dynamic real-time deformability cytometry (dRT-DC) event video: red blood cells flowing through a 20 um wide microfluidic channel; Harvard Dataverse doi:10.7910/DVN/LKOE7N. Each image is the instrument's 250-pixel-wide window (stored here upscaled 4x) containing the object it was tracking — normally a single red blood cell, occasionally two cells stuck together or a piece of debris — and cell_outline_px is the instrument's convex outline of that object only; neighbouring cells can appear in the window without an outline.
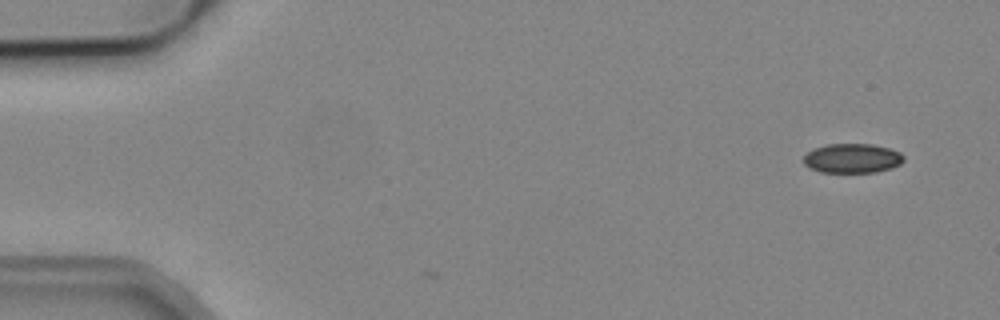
{"species": "common noctule bat (a hibernating species)", "species_latin": "Nyctalus noctula", "temperature_condition": "cold", "stored_images_in_passage": 7, "camera_frame_rate_fps": 3000, "um_per_image_px": 0.085, "animal": {"sex": "male", "body_mass_g": 19.2, "forearm_length_mm": 51.8}, "frame": {"image": 1, "passage_image": 1, "time_ms": 0.0, "image_size_px": [1000, 320], "cell_outline_px": [[904, 160], [900, 164], [892, 168], [876, 172], [820, 172], [808, 168], [804, 164], [804, 156], [812, 148], [828, 144], [872, 144], [888, 148], [900, 152], [904, 156]], "centroid_in_image_um": [72.43, 13.46], "position_along_channel_um": 12.6, "area_um2": 17.28}}